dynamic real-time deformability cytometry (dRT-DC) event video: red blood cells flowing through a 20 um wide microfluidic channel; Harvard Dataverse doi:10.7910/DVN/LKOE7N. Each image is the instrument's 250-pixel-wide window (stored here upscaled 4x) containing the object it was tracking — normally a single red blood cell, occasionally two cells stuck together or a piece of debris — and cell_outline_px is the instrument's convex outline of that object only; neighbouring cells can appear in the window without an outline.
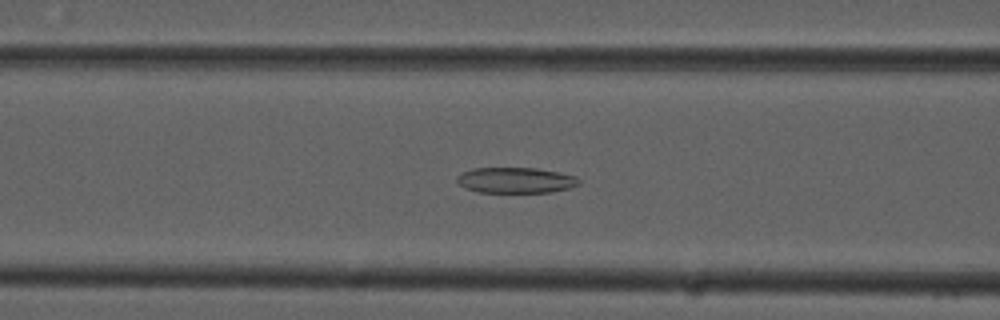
{"species": "common noctule bat (a hibernating species)", "species_latin": "Nyctalus noctula", "temperature_condition": "cold", "stored_images_in_passage": 54, "camera_frame_rate_fps": 3000, "um_per_image_px": 0.085, "animal": {"sex": "male", "forearm_length_mm": 52.5}, "frame": {"image": 1, "passage_image": 21, "time_ms": 6.667, "image_size_px": [1000, 320], "cell_outline_px": [[580, 184], [568, 188], [552, 192], [480, 192], [464, 188], [456, 180], [456, 176], [472, 168], [536, 168], [576, 176], [580, 180]], "centroid_in_image_um": [43.82, 15.32], "position_along_channel_um": 122.8, "area_um2": 18.15}}
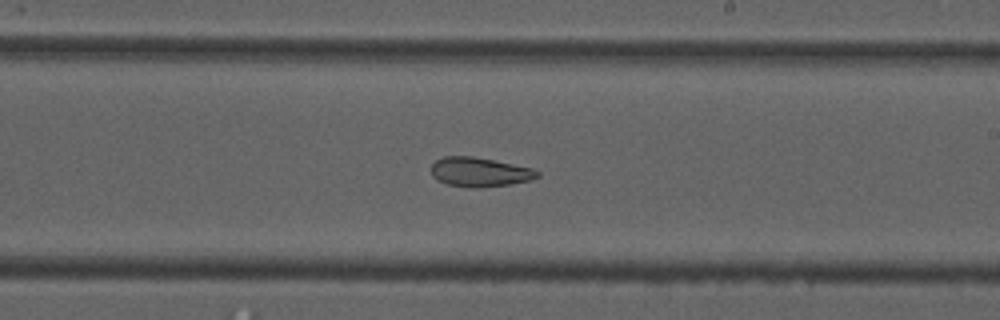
{"frame": {"image": 2, "passage_image": 31, "time_ms": 10.0, "image_size_px": [1000, 320], "cell_outline_px": [[540, 176], [532, 180], [508, 184], [480, 188], [468, 188], [448, 184], [436, 180], [432, 176], [432, 164], [436, 160], [444, 156], [472, 156], [532, 168], [540, 172]], "centroid_in_image_um": [40.76, 14.63], "position_along_channel_um": 248.2, "area_um2": 18.15}}
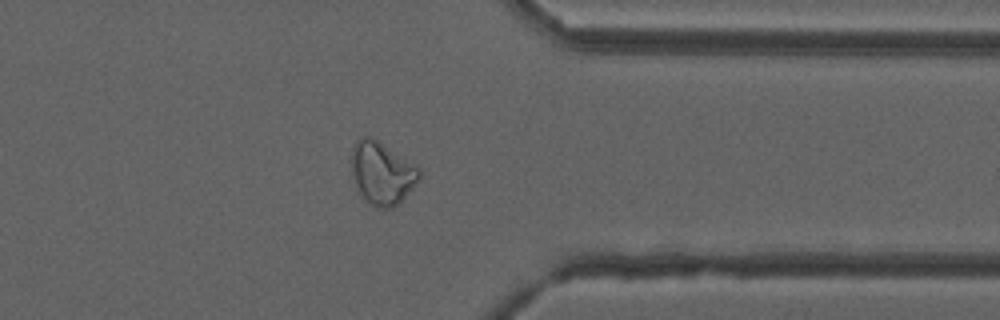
{"frame": {"image": 3, "passage_image": 42, "time_ms": 13.667, "image_size_px": [1000, 320], "cell_outline_px": [[420, 176], [412, 188], [392, 208], [376, 208], [364, 200], [352, 176], [352, 148], [356, 140], [364, 136], [372, 136], [416, 164], [420, 168]], "centroid_in_image_um": [32.46, 14.68], "position_along_channel_um": 378.9, "area_um2": 24.68}, "authors_computed_cell_mechanics": {"area_um2": 23.3223, "velocity_mm_per_s": 3.7729, "shape_relaxation_time_tau1_ms": null, "shape_relaxation_time_tau2_ms": 4.8213, "deformation_change_tau1": null, "deformation_change_tau2": 0.128}}